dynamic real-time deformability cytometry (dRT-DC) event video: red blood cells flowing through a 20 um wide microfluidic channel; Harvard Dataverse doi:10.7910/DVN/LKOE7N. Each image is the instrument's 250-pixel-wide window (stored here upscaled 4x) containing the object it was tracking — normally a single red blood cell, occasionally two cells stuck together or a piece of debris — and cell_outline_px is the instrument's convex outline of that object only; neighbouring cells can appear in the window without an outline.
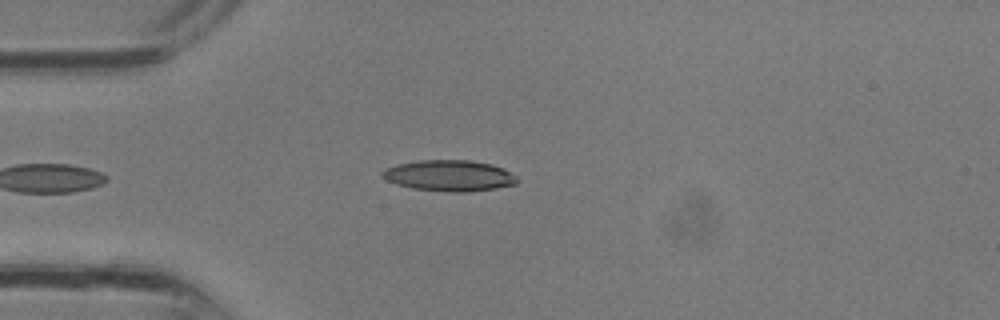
{"species": "common noctule bat (a hibernating species)", "species_latin": "Nyctalus noctula", "temperature_condition": "room temperature", "stored_images_in_passage": 2, "camera_frame_rate_fps": 3000, "um_per_image_px": 0.085, "animal": {"sex": "male", "body_mass_g": 13.3}, "frame": {"image": 1, "passage_image": 2, "time_ms": 0.333, "image_size_px": [1000, 320], "cell_outline_px": [[520, 180], [516, 184], [496, 188], [468, 192], [452, 192], [412, 188], [396, 184], [380, 176], [380, 172], [384, 168], [396, 164], [420, 160], [468, 160], [492, 164], [504, 168], [516, 176]], "centroid_in_image_um": [38.19, 14.92], "position_along_channel_um": 46.8, "area_um2": 24.57}}